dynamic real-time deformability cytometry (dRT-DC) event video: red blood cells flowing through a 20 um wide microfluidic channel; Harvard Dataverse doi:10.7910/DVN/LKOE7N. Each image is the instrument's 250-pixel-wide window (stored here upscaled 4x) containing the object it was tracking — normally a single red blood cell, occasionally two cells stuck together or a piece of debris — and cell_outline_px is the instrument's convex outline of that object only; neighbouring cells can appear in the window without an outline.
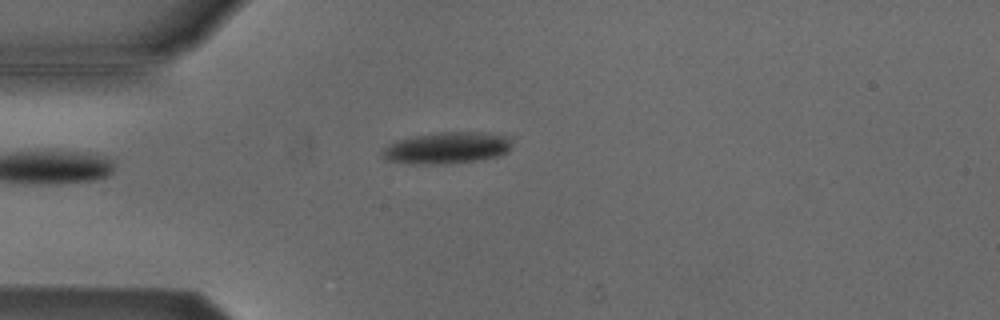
{"species": "Egyptian fruit bat (a non-hibernating species)", "species_latin": "Rousettus aegyptiacus", "temperature_condition": "cold", "stored_images_in_passage": 35, "camera_frame_rate_fps": 3000, "um_per_image_px": 0.085, "animal": {"sex": "male"}, "frame": {"image": 1, "passage_image": 1, "time_ms": 0.0, "image_size_px": [1000, 320], "cell_outline_px": [[508, 152], [500, 156], [484, 160], [444, 164], [412, 164], [384, 160], [380, 152], [388, 144], [396, 140], [436, 132], [484, 132], [504, 136], [508, 140]], "centroid_in_image_um": [37.92, 12.59], "position_along_channel_um": 47.1, "area_um2": 23.99}}
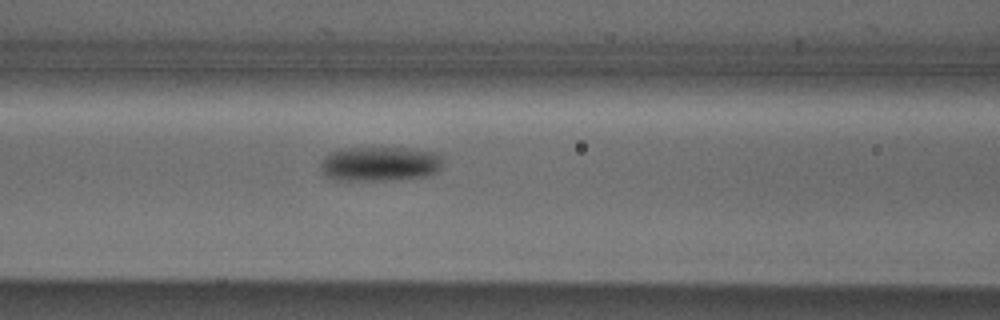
{"frame": {"image": 2, "passage_image": 9, "time_ms": 2.667, "image_size_px": [1000, 320], "cell_outline_px": [[440, 168], [436, 172], [428, 176], [380, 180], [340, 180], [324, 176], [320, 168], [320, 160], [324, 156], [340, 148], [404, 148], [436, 152], [440, 156]], "centroid_in_image_um": [32.22, 13.92], "position_along_channel_um": 134.4, "area_um2": 24.57}}
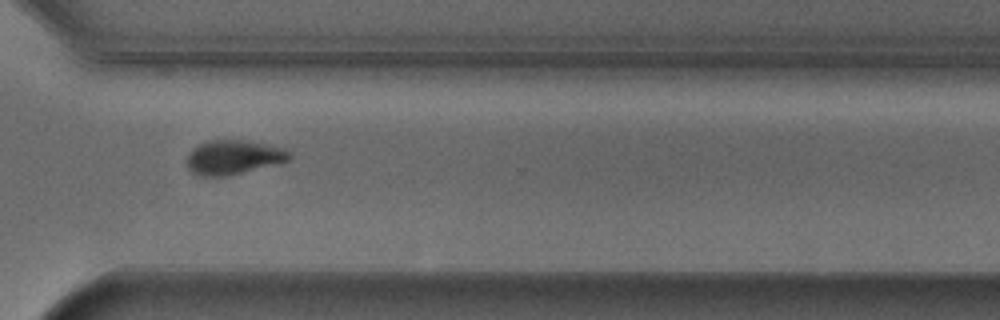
{"frame": {"image": 3, "passage_image": 26, "time_ms": 8.333, "image_size_px": [1000, 320], "cell_outline_px": [[292, 156], [288, 160], [228, 176], [200, 176], [192, 172], [188, 168], [188, 156], [192, 148], [208, 140], [252, 140], [288, 148], [292, 152]], "centroid_in_image_um": [19.89, 13.34], "position_along_channel_um": 350.7, "area_um2": 20.63}, "authors_computed_cell_mechanics": {"area_um2": 23.0044, "velocity_mm_per_s": 3.8261, "shape_relaxation_time_tau1_ms": 1.9333, "shape_relaxation_time_tau2_ms": null, "deformation_change_tau1": 0.1109, "deformation_change_tau2": null}}